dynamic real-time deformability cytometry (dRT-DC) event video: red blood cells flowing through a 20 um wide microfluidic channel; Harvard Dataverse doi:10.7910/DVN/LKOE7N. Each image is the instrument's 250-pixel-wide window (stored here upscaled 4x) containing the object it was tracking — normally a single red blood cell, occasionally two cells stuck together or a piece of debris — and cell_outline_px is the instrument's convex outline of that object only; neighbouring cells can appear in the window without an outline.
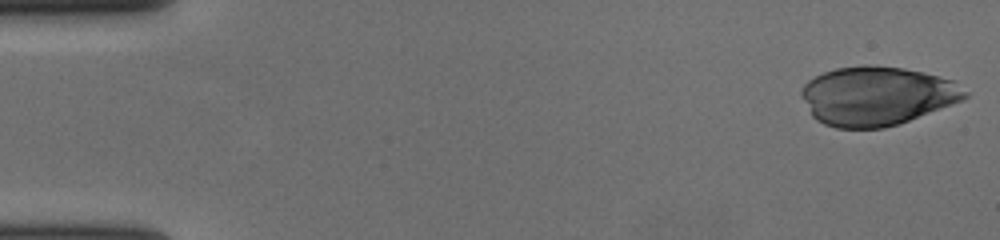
{"species": "human", "species_latin": "Homo sapiens", "temperature_condition": "cold", "stored_images_in_passage": 56, "camera_frame_rate_fps": 3000, "um_per_image_px": 0.085, "donor": {"sex": "female"}, "frame": {"image": 1, "passage_image": 1, "time_ms": 0.0, "image_size_px": [1000, 240], "cell_outline_px": [[968, 96], [964, 100], [900, 124], [884, 128], [836, 128], [824, 124], [816, 120], [812, 116], [800, 92], [804, 84], [808, 80], [824, 72], [836, 68], [864, 64], [868, 64], [904, 68], [952, 80], [968, 92]], "centroid_in_image_um": [74.53, 8.16], "position_along_channel_um": 10.5, "area_um2": 56.24}}
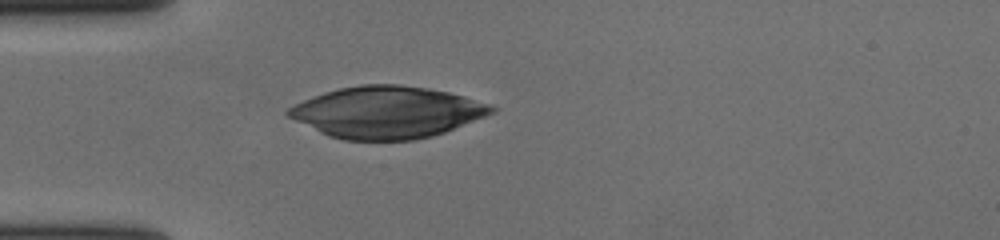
{"frame": {"image": 2, "passage_image": 16, "time_ms": 5.0, "image_size_px": [1000, 240], "cell_outline_px": [[496, 112], [444, 132], [432, 136], [412, 140], [344, 140], [328, 136], [288, 116], [284, 112], [288, 108], [312, 96], [324, 92], [340, 88], [360, 84], [400, 84], [428, 88], [448, 92], [464, 96], [492, 104], [496, 108]], "centroid_in_image_um": [32.91, 9.53], "position_along_channel_um": 52.1, "area_um2": 61.15}}